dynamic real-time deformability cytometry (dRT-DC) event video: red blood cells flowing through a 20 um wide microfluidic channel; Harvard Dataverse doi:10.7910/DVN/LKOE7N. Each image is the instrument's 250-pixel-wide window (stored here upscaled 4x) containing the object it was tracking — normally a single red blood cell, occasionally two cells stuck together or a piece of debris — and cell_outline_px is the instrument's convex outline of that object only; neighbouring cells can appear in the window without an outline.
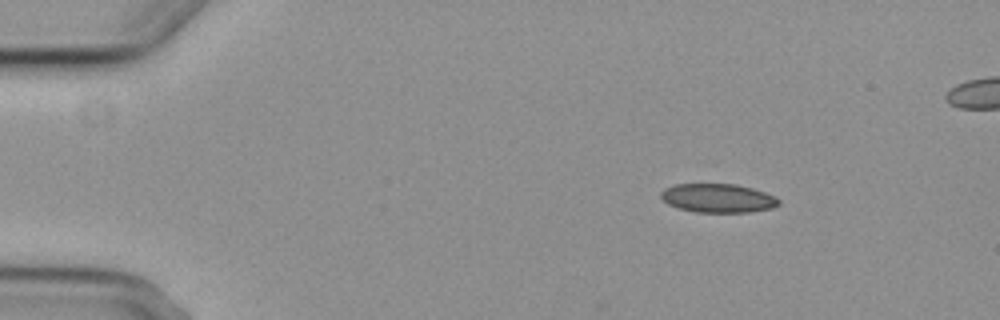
{"species": "common noctule bat (a hibernating species)", "species_latin": "Nyctalus noctula", "temperature_condition": "cold", "stored_images_in_passage": 5, "camera_frame_rate_fps": 3000, "um_per_image_px": 0.085, "animal": {"sex": "female", "body_mass_g": 29.2, "forearm_length_mm": 56.3}, "frame": {"image": 1, "passage_image": 2, "time_ms": 1.333, "image_size_px": [1000, 320], "cell_outline_px": [[780, 204], [772, 208], [748, 212], [696, 212], [680, 208], [668, 204], [660, 196], [660, 192], [664, 188], [676, 184], [736, 184], [752, 188], [776, 196], [780, 200]], "centroid_in_image_um": [61.04, 16.83], "position_along_channel_um": 24.0, "area_um2": 19.77}}